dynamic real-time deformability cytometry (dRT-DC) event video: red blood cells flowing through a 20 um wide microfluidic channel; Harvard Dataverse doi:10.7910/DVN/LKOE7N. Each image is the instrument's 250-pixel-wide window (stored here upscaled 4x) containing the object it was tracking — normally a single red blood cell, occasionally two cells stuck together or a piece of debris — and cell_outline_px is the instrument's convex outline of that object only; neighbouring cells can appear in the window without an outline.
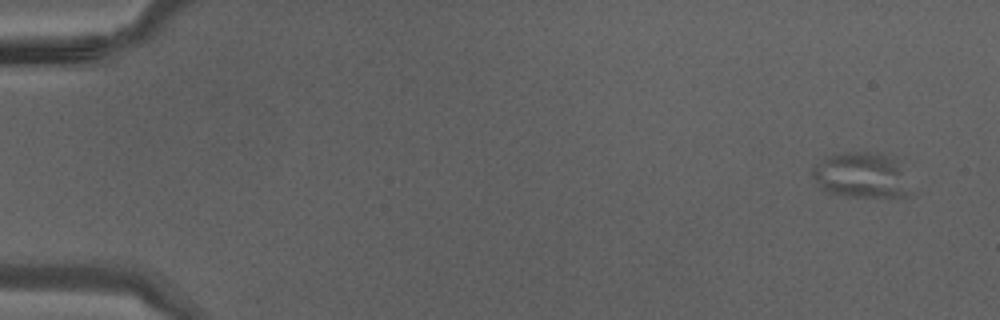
{"species": "Egyptian fruit bat (a non-hibernating species)", "species_latin": "Rousettus aegyptiacus", "temperature_condition": "warm", "stored_images_in_passage": 41, "camera_frame_rate_fps": 3000, "um_per_image_px": 0.085, "animal": {"sex": "male"}, "frame": {"image": 1, "passage_image": 1, "time_ms": 0.0, "image_size_px": [1000, 320], "cell_outline_px": [[916, 196], [844, 196], [828, 192], [820, 188], [812, 176], [812, 168], [824, 156], [844, 152], [880, 152], [892, 156]], "centroid_in_image_um": [73.2, 14.89], "position_along_channel_um": 11.8, "area_um2": 26.18}}
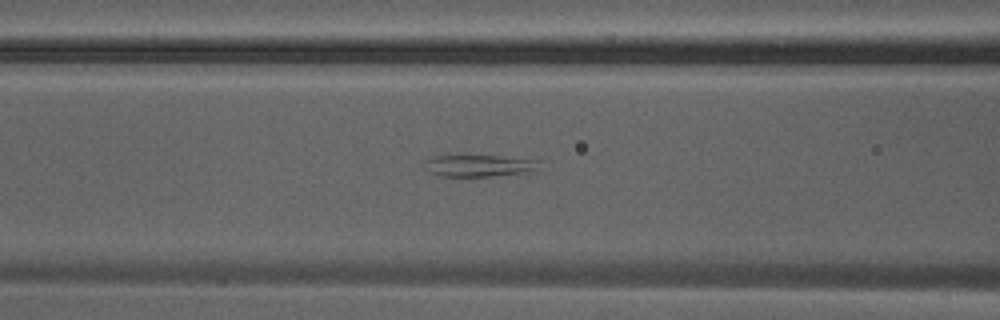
{"frame": {"image": 2, "passage_image": 17, "time_ms": 5.333, "image_size_px": [1000, 320], "cell_outline_px": [[540, 172], [492, 176], [436, 176], [428, 172], [428, 160], [436, 156], [448, 152], [496, 156], [540, 160]], "centroid_in_image_um": [40.8, 14.05], "position_along_channel_um": 125.8, "area_um2": 15.49}}
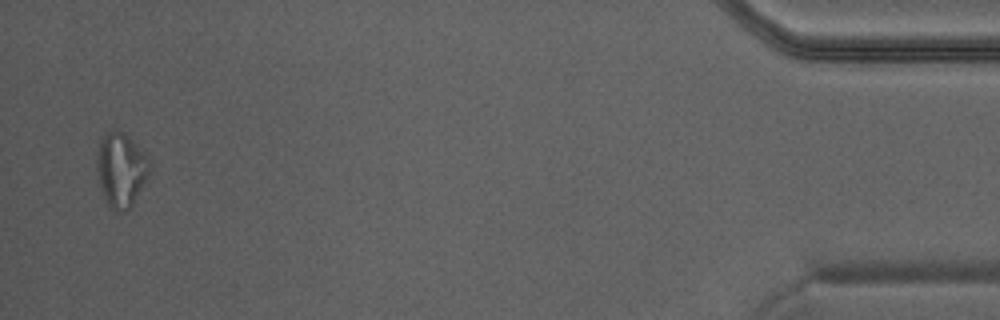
{"frame": {"image": 3, "passage_image": 40, "time_ms": 13.0, "image_size_px": [1000, 320], "cell_outline_px": [[148, 176], [132, 204], [124, 212], [116, 212], [108, 204], [100, 184], [96, 168], [96, 164], [100, 140], [108, 132], [124, 132], [132, 140], [148, 160]], "centroid_in_image_um": [10.26, 14.45], "position_along_channel_um": 424.9, "area_um2": 21.85}}